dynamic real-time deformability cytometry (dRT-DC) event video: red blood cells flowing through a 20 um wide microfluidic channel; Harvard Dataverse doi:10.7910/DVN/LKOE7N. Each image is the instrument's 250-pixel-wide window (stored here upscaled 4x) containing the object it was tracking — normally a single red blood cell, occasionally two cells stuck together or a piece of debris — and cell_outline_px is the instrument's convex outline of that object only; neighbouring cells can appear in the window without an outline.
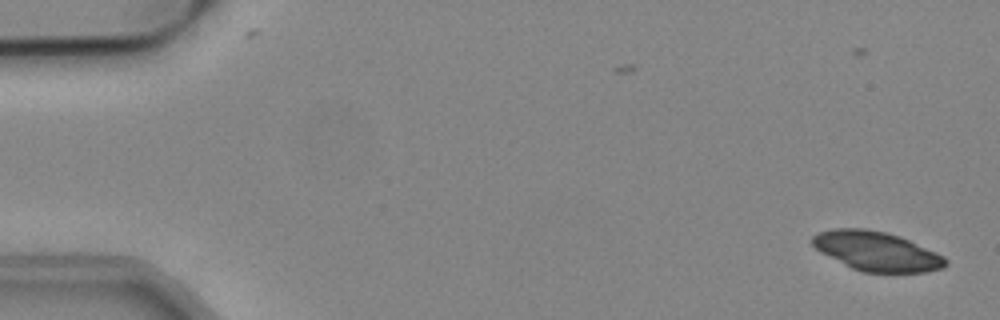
{"species": "common noctule bat (a hibernating species)", "species_latin": "Nyctalus noctula", "temperature_condition": "cold", "stored_images_in_passage": 53, "camera_frame_rate_fps": 3000, "um_per_image_px": 0.085, "animal": {"sex": "male", "body_mass_g": 19.2, "forearm_length_mm": 51.8}, "frame": {"image": 1, "passage_image": 1, "time_ms": 0.0, "image_size_px": [1000, 320], "cell_outline_px": [[948, 264], [944, 268], [924, 272], [864, 272], [852, 268], [820, 252], [812, 244], [812, 236], [820, 232], [832, 228], [864, 228], [884, 232], [900, 236], [936, 252], [944, 256], [948, 260]], "centroid_in_image_um": [74.53, 21.35], "position_along_channel_um": 10.5, "area_um2": 30.4}}
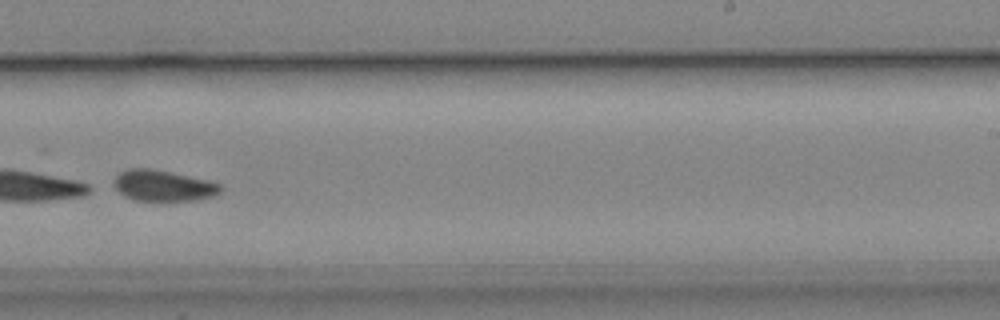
{"frame": {"image": 2, "passage_image": 33, "time_ms": 10.667, "image_size_px": [1000, 320], "cell_outline_px": [[224, 188], [220, 192], [212, 196], [192, 200], [136, 200], [124, 196], [116, 188], [112, 180], [120, 172], [128, 168], [152, 168], [208, 180], [220, 184]], "centroid_in_image_um": [13.86, 15.76], "position_along_channel_um": 275.1, "area_um2": 19.13}}